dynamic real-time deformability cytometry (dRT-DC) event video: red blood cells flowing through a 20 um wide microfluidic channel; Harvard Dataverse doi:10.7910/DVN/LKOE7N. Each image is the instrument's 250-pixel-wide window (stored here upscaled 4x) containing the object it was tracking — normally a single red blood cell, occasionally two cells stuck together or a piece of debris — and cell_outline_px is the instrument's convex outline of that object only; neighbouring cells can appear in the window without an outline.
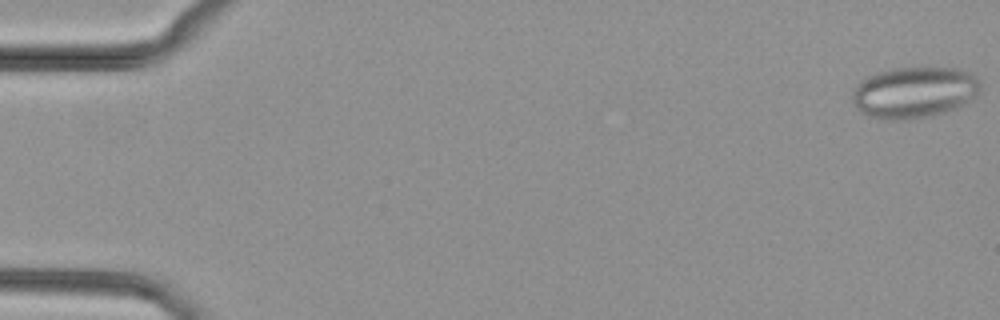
{"species": "common noctule bat (a hibernating species)", "species_latin": "Nyctalus noctula", "temperature_condition": "cold", "stored_images_in_passage": 51, "camera_frame_rate_fps": 3000, "um_per_image_px": 0.085, "animal": {"sex": "female", "body_mass_g": 29.2, "forearm_length_mm": 56.3}, "frame": {"image": 1, "passage_image": 1, "time_ms": 0.0, "image_size_px": [1000, 320], "cell_outline_px": [[980, 88], [976, 96], [964, 104], [956, 108], [932, 116], [900, 120], [888, 120], [872, 116], [860, 112], [856, 108], [852, 100], [852, 88], [860, 80], [868, 76], [892, 68], [956, 68], [972, 72], [980, 80]], "centroid_in_image_um": [77.71, 7.85], "position_along_channel_um": 7.3, "area_um2": 38.49}}
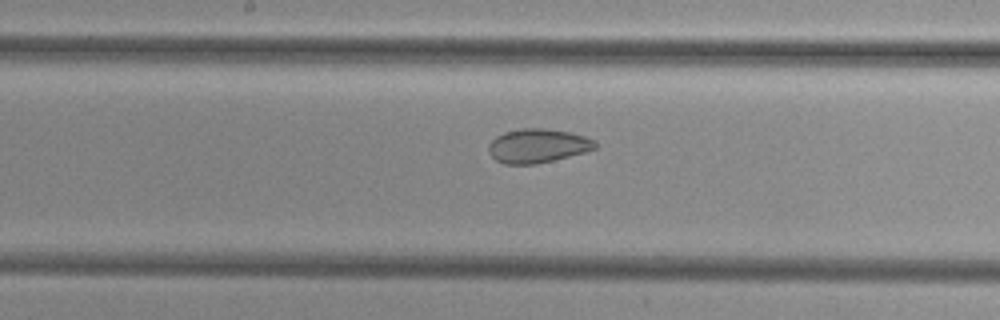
{"frame": {"image": 2, "passage_image": 27, "time_ms": 8.667, "image_size_px": [1000, 320], "cell_outline_px": [[596, 148], [584, 152], [536, 164], [504, 164], [496, 160], [488, 152], [488, 144], [496, 136], [504, 132], [520, 128], [544, 128], [572, 132], [596, 140]], "centroid_in_image_um": [45.68, 12.38], "position_along_channel_um": 202.5, "area_um2": 21.15}}
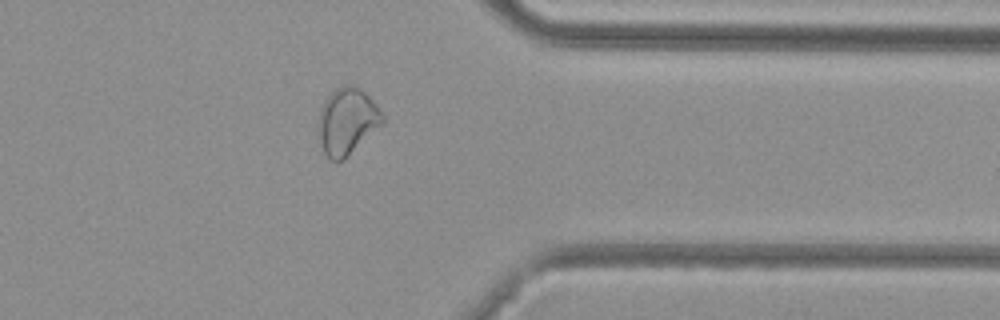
{"frame": {"image": 3, "passage_image": 41, "time_ms": 13.333, "image_size_px": [1000, 320], "cell_outline_px": [[384, 120], [344, 160], [328, 160], [320, 144], [320, 108], [324, 100], [336, 88], [344, 84], [356, 84], [376, 104], [384, 116]], "centroid_in_image_um": [29.49, 10.28], "position_along_channel_um": 381.9, "area_um2": 24.39}}